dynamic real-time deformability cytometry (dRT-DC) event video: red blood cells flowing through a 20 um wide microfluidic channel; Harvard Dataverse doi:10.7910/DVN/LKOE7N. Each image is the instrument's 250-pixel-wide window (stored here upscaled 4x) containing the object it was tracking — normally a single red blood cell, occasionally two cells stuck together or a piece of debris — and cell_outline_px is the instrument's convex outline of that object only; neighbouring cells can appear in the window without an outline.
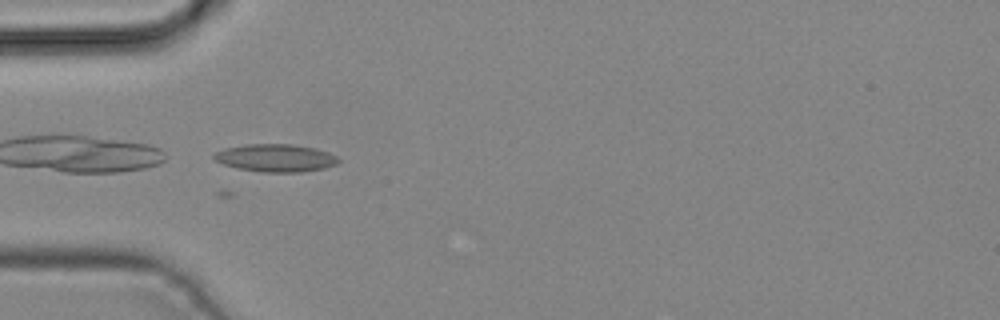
{"species": "common noctule bat (a hibernating species)", "species_latin": "Nyctalus noctula", "temperature_condition": "cold", "stored_images_in_passage": 3, "camera_frame_rate_fps": 3000, "um_per_image_px": 0.085, "animal": {"sex": "male", "body_mass_g": 19.2, "forearm_length_mm": 51.8}, "frame": {"image": 1, "passage_image": 2, "time_ms": 0.333, "image_size_px": [1000, 320], "cell_outline_px": [[340, 160], [336, 164], [324, 168], [300, 172], [264, 172], [240, 168], [224, 164], [216, 160], [212, 156], [216, 152], [224, 148], [244, 144], [292, 144], [316, 148], [328, 152], [336, 156]], "centroid_in_image_um": [23.44, 13.41], "position_along_channel_um": 61.6, "area_um2": 19.94}}
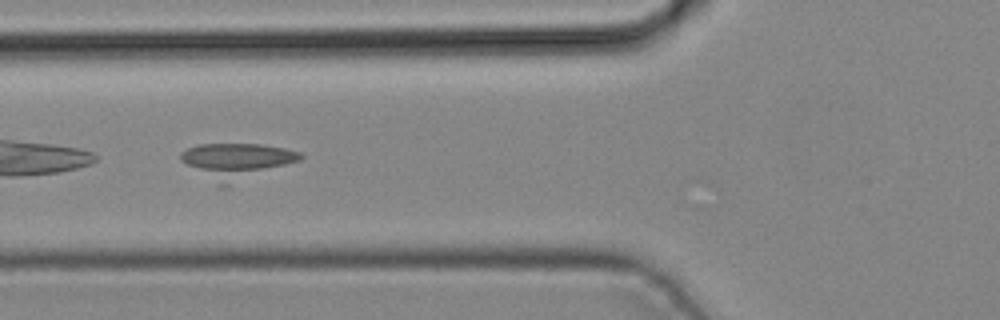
{"frame": {"image": 2, "passage_image": 3, "time_ms": 0.667, "image_size_px": [1000, 320], "cell_outline_px": [[304, 156], [300, 160], [224, 188], [220, 188], [180, 160], [180, 152], [188, 148], [200, 144], [260, 144], [284, 148], [300, 152]], "centroid_in_image_um": [20.09, 13.7], "position_along_channel_um": 105.7, "area_um2": 24.97}}